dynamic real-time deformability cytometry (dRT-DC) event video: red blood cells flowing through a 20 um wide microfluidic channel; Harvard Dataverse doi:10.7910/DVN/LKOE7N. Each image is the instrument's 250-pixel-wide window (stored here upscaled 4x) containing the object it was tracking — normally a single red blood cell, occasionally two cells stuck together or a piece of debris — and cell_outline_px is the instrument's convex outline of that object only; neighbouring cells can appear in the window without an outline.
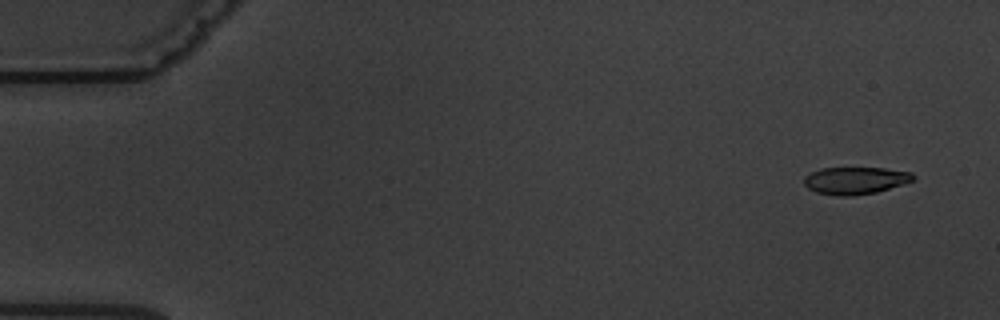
{"species": "common noctule bat (a hibernating species)", "species_latin": "Nyctalus noctula", "temperature_condition": "warm", "stored_images_in_passage": 4, "camera_frame_rate_fps": 3000, "um_per_image_px": 0.085, "animal": {"sex": "male", "body_mass_g": 19.5, "forearm_length_mm": 54.6}, "frame": {"image": 1, "passage_image": 2, "time_ms": 1.0, "image_size_px": [1000, 320], "cell_outline_px": [[916, 180], [904, 184], [876, 192], [852, 196], [840, 196], [816, 192], [808, 188], [804, 184], [804, 176], [820, 168], [884, 168], [912, 172], [916, 176]], "centroid_in_image_um": [72.74, 15.34], "position_along_channel_um": 12.3, "area_um2": 17.46}}